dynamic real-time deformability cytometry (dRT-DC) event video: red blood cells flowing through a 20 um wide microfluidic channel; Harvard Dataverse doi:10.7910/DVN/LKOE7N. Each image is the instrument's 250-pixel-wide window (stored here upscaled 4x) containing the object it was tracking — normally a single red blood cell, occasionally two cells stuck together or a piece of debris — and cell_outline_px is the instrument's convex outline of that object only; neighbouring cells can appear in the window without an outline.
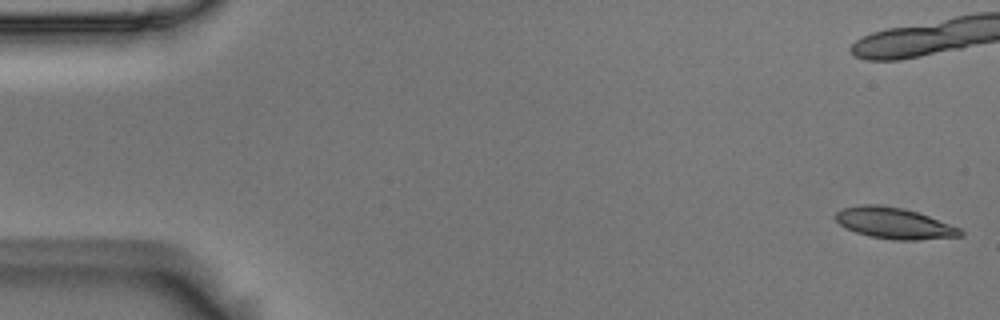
{"species": "Egyptian fruit bat (a non-hibernating species)", "species_latin": "Rousettus aegyptiacus", "temperature_condition": "room temperature", "stored_images_in_passage": 10, "camera_frame_rate_fps": 3000, "um_per_image_px": 0.085, "animal": {"sex": "male"}, "frame": {"image": 1, "passage_image": 1, "time_ms": 0.0, "image_size_px": [1000, 320], "cell_outline_px": [[964, 236], [916, 240], [896, 240], [868, 236], [856, 232], [840, 224], [836, 220], [836, 212], [844, 208], [860, 204], [876, 204], [904, 208], [928, 216], [960, 228], [964, 232]], "centroid_in_image_um": [76.03, 18.97], "position_along_channel_um": 9.0, "area_um2": 22.48}}